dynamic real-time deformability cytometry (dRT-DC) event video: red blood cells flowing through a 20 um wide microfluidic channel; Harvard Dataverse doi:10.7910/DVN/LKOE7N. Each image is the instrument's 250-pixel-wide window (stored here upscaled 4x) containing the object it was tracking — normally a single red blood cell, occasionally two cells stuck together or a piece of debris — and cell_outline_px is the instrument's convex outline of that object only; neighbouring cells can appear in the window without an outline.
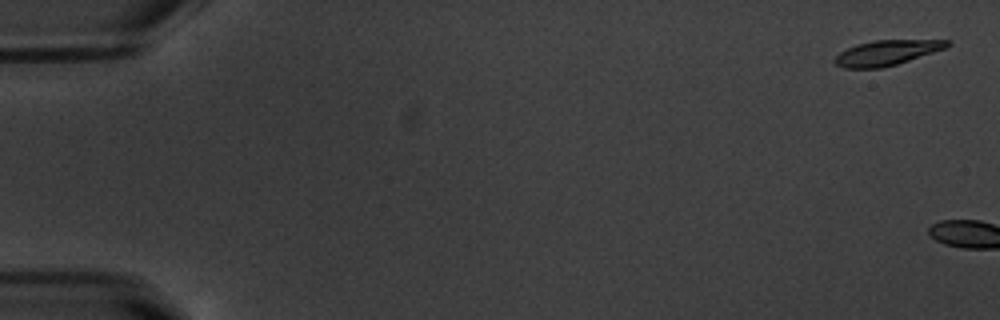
{"species": "common noctule bat (a hibernating species)", "species_latin": "Nyctalus noctula", "temperature_condition": "warm", "stored_images_in_passage": 5, "camera_frame_rate_fps": 3000, "um_per_image_px": 0.085, "animal": {"sex": "male", "body_mass_g": 20.1, "forearm_length_mm": 53.5}, "frame": {"image": 1, "passage_image": 2, "time_ms": 0.333, "image_size_px": [1000, 320], "cell_outline_px": [[952, 44], [948, 48], [896, 64], [880, 68], [844, 68], [836, 64], [832, 60], [840, 52], [856, 44], [876, 40], [952, 40]], "centroid_in_image_um": [75.41, 4.48], "position_along_channel_um": 9.6, "area_um2": 16.47}}